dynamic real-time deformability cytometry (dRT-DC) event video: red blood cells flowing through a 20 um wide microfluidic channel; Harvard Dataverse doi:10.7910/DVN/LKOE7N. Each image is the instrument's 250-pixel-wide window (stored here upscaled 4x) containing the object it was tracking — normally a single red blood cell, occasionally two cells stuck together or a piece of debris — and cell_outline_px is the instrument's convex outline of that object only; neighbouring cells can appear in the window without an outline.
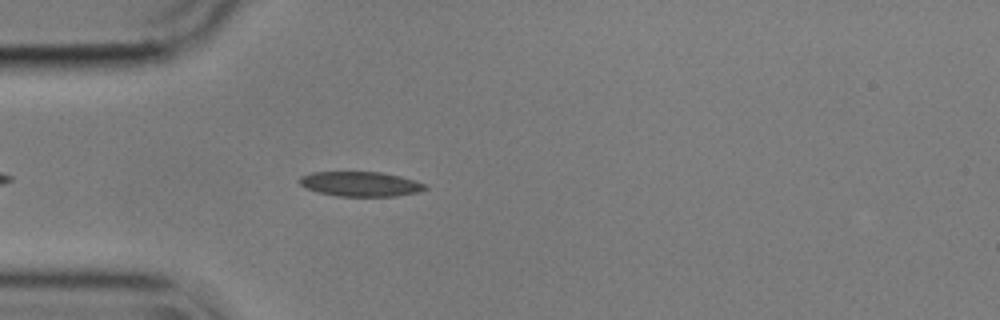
{"species": "common noctule bat (a hibernating species)", "species_latin": "Nyctalus noctula", "temperature_condition": "cold", "stored_images_in_passage": 47, "camera_frame_rate_fps": 3000, "um_per_image_px": 0.085, "animal": {"sex": "male", "body_mass_g": 17.9}, "frame": {"image": 1, "passage_image": 7, "time_ms": 2.0, "image_size_px": [1000, 320], "cell_outline_px": [[428, 188], [416, 192], [396, 196], [340, 196], [320, 192], [308, 188], [300, 184], [300, 176], [312, 172], [380, 172], [400, 176], [424, 184]], "centroid_in_image_um": [30.63, 15.63], "position_along_channel_um": 54.4, "area_um2": 17.74}}
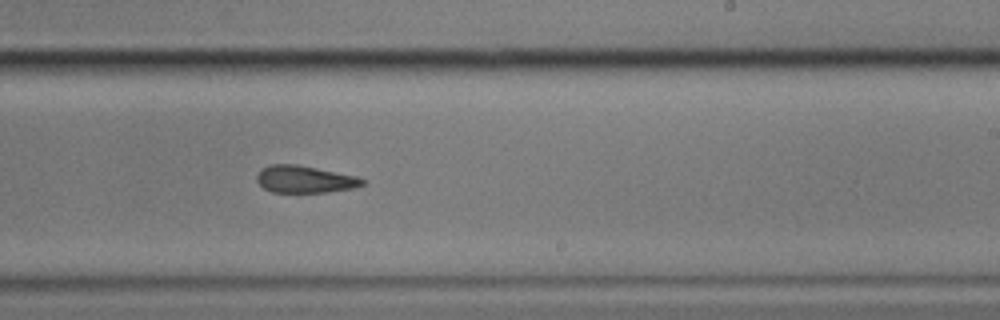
{"frame": {"image": 2, "passage_image": 25, "time_ms": 8.0, "image_size_px": [1000, 320], "cell_outline_px": [[364, 184], [356, 188], [328, 192], [272, 192], [264, 188], [256, 180], [256, 176], [260, 168], [272, 164], [296, 164], [356, 176], [364, 180]], "centroid_in_image_um": [25.88, 15.24], "position_along_channel_um": 263.1, "area_um2": 16.7}}
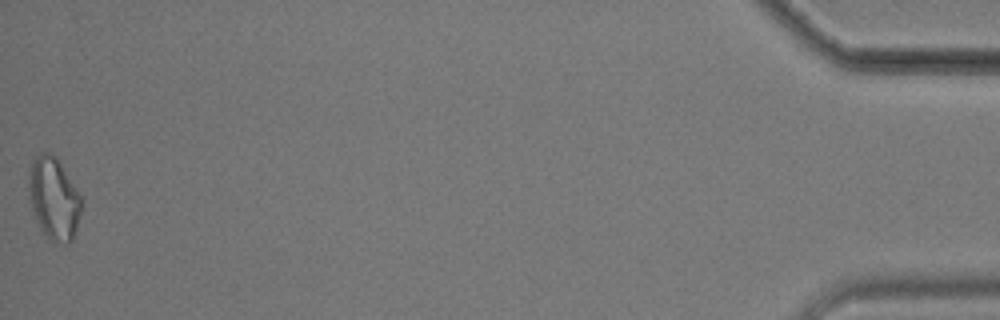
{"frame": {"image": 3, "passage_image": 47, "time_ms": 15.333, "image_size_px": [1000, 320], "cell_outline_px": [[84, 204], [72, 240], [68, 244], [64, 244], [48, 240], [40, 228], [28, 200], [28, 172], [32, 160], [40, 152], [52, 152], [56, 156], [84, 200]], "centroid_in_image_um": [4.57, 16.86], "position_along_channel_um": 430.6, "area_um2": 25.89}, "authors_computed_cell_mechanics": {"area_um2": 18.0336, "velocity_mm_per_s": 3.5834, "shape_relaxation_time_tau1_ms": 5.2942, "shape_relaxation_time_tau2_ms": 6.2016, "deformation_change_tau1": 0.1262, "deformation_change_tau2": 0.1334}}